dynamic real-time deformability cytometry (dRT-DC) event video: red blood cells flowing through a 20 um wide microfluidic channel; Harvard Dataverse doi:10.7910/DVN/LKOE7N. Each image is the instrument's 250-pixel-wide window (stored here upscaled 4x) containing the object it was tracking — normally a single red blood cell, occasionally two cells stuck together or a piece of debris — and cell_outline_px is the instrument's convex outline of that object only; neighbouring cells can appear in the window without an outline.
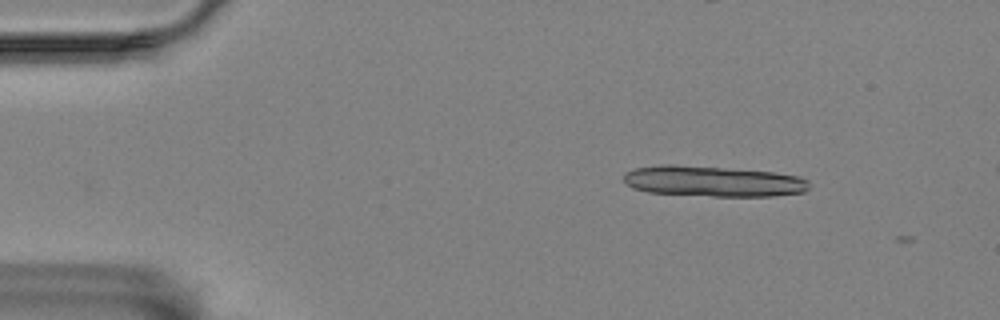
{"species": "Egyptian fruit bat (a non-hibernating species)", "species_latin": "Rousettus aegyptiacus", "temperature_condition": "room temperature", "stored_images_in_passage": 4, "camera_frame_rate_fps": 3000, "um_per_image_px": 0.085, "animal": {"sex": "female"}, "frame": {"image": 1, "passage_image": 3, "time_ms": 0.667, "image_size_px": [1000, 320], "cell_outline_px": [[808, 188], [804, 192], [772, 196], [712, 196], [648, 192], [632, 188], [624, 180], [624, 172], [636, 168], [660, 164], [672, 164], [772, 172], [800, 176], [808, 180]], "centroid_in_image_um": [60.59, 15.41], "position_along_channel_um": 24.4, "area_um2": 33.0}}